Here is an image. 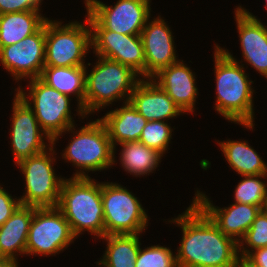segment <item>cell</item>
I'll return each instance as SVG.
<instances>
[{
	"instance_id": "19",
	"label": "cell",
	"mask_w": 267,
	"mask_h": 267,
	"mask_svg": "<svg viewBox=\"0 0 267 267\" xmlns=\"http://www.w3.org/2000/svg\"><path fill=\"white\" fill-rule=\"evenodd\" d=\"M129 102L147 121H168L184 113L151 78L140 79Z\"/></svg>"
},
{
	"instance_id": "3",
	"label": "cell",
	"mask_w": 267,
	"mask_h": 267,
	"mask_svg": "<svg viewBox=\"0 0 267 267\" xmlns=\"http://www.w3.org/2000/svg\"><path fill=\"white\" fill-rule=\"evenodd\" d=\"M57 208L69 222L76 238L85 231L97 238L105 236L101 182L91 177L65 178Z\"/></svg>"
},
{
	"instance_id": "11",
	"label": "cell",
	"mask_w": 267,
	"mask_h": 267,
	"mask_svg": "<svg viewBox=\"0 0 267 267\" xmlns=\"http://www.w3.org/2000/svg\"><path fill=\"white\" fill-rule=\"evenodd\" d=\"M86 17L91 27L93 53L126 65L141 78H145L141 35H126L106 30L88 11Z\"/></svg>"
},
{
	"instance_id": "27",
	"label": "cell",
	"mask_w": 267,
	"mask_h": 267,
	"mask_svg": "<svg viewBox=\"0 0 267 267\" xmlns=\"http://www.w3.org/2000/svg\"><path fill=\"white\" fill-rule=\"evenodd\" d=\"M242 177H244L243 180L238 183L234 191L235 202L256 205L262 210L265 209L267 204V184L262 179L266 180L267 174Z\"/></svg>"
},
{
	"instance_id": "8",
	"label": "cell",
	"mask_w": 267,
	"mask_h": 267,
	"mask_svg": "<svg viewBox=\"0 0 267 267\" xmlns=\"http://www.w3.org/2000/svg\"><path fill=\"white\" fill-rule=\"evenodd\" d=\"M105 235L141 234L148 226V215L139 199L121 184L101 183Z\"/></svg>"
},
{
	"instance_id": "33",
	"label": "cell",
	"mask_w": 267,
	"mask_h": 267,
	"mask_svg": "<svg viewBox=\"0 0 267 267\" xmlns=\"http://www.w3.org/2000/svg\"><path fill=\"white\" fill-rule=\"evenodd\" d=\"M242 261L248 267H267V247L250 252Z\"/></svg>"
},
{
	"instance_id": "2",
	"label": "cell",
	"mask_w": 267,
	"mask_h": 267,
	"mask_svg": "<svg viewBox=\"0 0 267 267\" xmlns=\"http://www.w3.org/2000/svg\"><path fill=\"white\" fill-rule=\"evenodd\" d=\"M214 47L216 102L213 108L231 123L253 130V81L245 73L244 64L236 60L229 50L218 44Z\"/></svg>"
},
{
	"instance_id": "14",
	"label": "cell",
	"mask_w": 267,
	"mask_h": 267,
	"mask_svg": "<svg viewBox=\"0 0 267 267\" xmlns=\"http://www.w3.org/2000/svg\"><path fill=\"white\" fill-rule=\"evenodd\" d=\"M0 64L17 82L40 77L45 67V24L22 41L0 48Z\"/></svg>"
},
{
	"instance_id": "22",
	"label": "cell",
	"mask_w": 267,
	"mask_h": 267,
	"mask_svg": "<svg viewBox=\"0 0 267 267\" xmlns=\"http://www.w3.org/2000/svg\"><path fill=\"white\" fill-rule=\"evenodd\" d=\"M88 66L52 67L45 66L41 72L40 79L58 90L62 94L75 96L77 99L78 116L85 118V72Z\"/></svg>"
},
{
	"instance_id": "32",
	"label": "cell",
	"mask_w": 267,
	"mask_h": 267,
	"mask_svg": "<svg viewBox=\"0 0 267 267\" xmlns=\"http://www.w3.org/2000/svg\"><path fill=\"white\" fill-rule=\"evenodd\" d=\"M21 205L20 198H13L4 188L0 190V226H2Z\"/></svg>"
},
{
	"instance_id": "7",
	"label": "cell",
	"mask_w": 267,
	"mask_h": 267,
	"mask_svg": "<svg viewBox=\"0 0 267 267\" xmlns=\"http://www.w3.org/2000/svg\"><path fill=\"white\" fill-rule=\"evenodd\" d=\"M28 89V94L21 86L15 91L33 110L40 127L50 137L52 145H55L63 132L75 125L70 109L72 99L39 77L29 80Z\"/></svg>"
},
{
	"instance_id": "15",
	"label": "cell",
	"mask_w": 267,
	"mask_h": 267,
	"mask_svg": "<svg viewBox=\"0 0 267 267\" xmlns=\"http://www.w3.org/2000/svg\"><path fill=\"white\" fill-rule=\"evenodd\" d=\"M150 21L149 17L141 31L145 57V78H152L161 69L179 61L172 30L165 20L159 15Z\"/></svg>"
},
{
	"instance_id": "1",
	"label": "cell",
	"mask_w": 267,
	"mask_h": 267,
	"mask_svg": "<svg viewBox=\"0 0 267 267\" xmlns=\"http://www.w3.org/2000/svg\"><path fill=\"white\" fill-rule=\"evenodd\" d=\"M169 222L177 224L183 232L175 253L178 267L238 266V243L224 235L194 201Z\"/></svg>"
},
{
	"instance_id": "34",
	"label": "cell",
	"mask_w": 267,
	"mask_h": 267,
	"mask_svg": "<svg viewBox=\"0 0 267 267\" xmlns=\"http://www.w3.org/2000/svg\"><path fill=\"white\" fill-rule=\"evenodd\" d=\"M18 263L16 260L0 259V267H18Z\"/></svg>"
},
{
	"instance_id": "4",
	"label": "cell",
	"mask_w": 267,
	"mask_h": 267,
	"mask_svg": "<svg viewBox=\"0 0 267 267\" xmlns=\"http://www.w3.org/2000/svg\"><path fill=\"white\" fill-rule=\"evenodd\" d=\"M96 57L98 61L93 69L90 73L87 69L85 72V115L102 110L117 100L129 102L135 85L140 81V76L130 67L102 56Z\"/></svg>"
},
{
	"instance_id": "35",
	"label": "cell",
	"mask_w": 267,
	"mask_h": 267,
	"mask_svg": "<svg viewBox=\"0 0 267 267\" xmlns=\"http://www.w3.org/2000/svg\"><path fill=\"white\" fill-rule=\"evenodd\" d=\"M237 267H248L242 260H240Z\"/></svg>"
},
{
	"instance_id": "20",
	"label": "cell",
	"mask_w": 267,
	"mask_h": 267,
	"mask_svg": "<svg viewBox=\"0 0 267 267\" xmlns=\"http://www.w3.org/2000/svg\"><path fill=\"white\" fill-rule=\"evenodd\" d=\"M35 206L20 205L11 217L0 226V259L16 260L26 255V244Z\"/></svg>"
},
{
	"instance_id": "9",
	"label": "cell",
	"mask_w": 267,
	"mask_h": 267,
	"mask_svg": "<svg viewBox=\"0 0 267 267\" xmlns=\"http://www.w3.org/2000/svg\"><path fill=\"white\" fill-rule=\"evenodd\" d=\"M55 146L42 153L22 159L17 163L25 178V193L21 205L35 207H57L61 186L65 179L56 176L54 169Z\"/></svg>"
},
{
	"instance_id": "28",
	"label": "cell",
	"mask_w": 267,
	"mask_h": 267,
	"mask_svg": "<svg viewBox=\"0 0 267 267\" xmlns=\"http://www.w3.org/2000/svg\"><path fill=\"white\" fill-rule=\"evenodd\" d=\"M263 247H267V211L265 209L256 216L251 227L238 243L240 260H243L250 252Z\"/></svg>"
},
{
	"instance_id": "17",
	"label": "cell",
	"mask_w": 267,
	"mask_h": 267,
	"mask_svg": "<svg viewBox=\"0 0 267 267\" xmlns=\"http://www.w3.org/2000/svg\"><path fill=\"white\" fill-rule=\"evenodd\" d=\"M235 9L243 60L267 79V27L244 7Z\"/></svg>"
},
{
	"instance_id": "21",
	"label": "cell",
	"mask_w": 267,
	"mask_h": 267,
	"mask_svg": "<svg viewBox=\"0 0 267 267\" xmlns=\"http://www.w3.org/2000/svg\"><path fill=\"white\" fill-rule=\"evenodd\" d=\"M99 119L106 126L114 147V164L117 162L115 160L116 146L125 142L139 141L142 130L147 123V120L130 102H126L120 108L107 112Z\"/></svg>"
},
{
	"instance_id": "12",
	"label": "cell",
	"mask_w": 267,
	"mask_h": 267,
	"mask_svg": "<svg viewBox=\"0 0 267 267\" xmlns=\"http://www.w3.org/2000/svg\"><path fill=\"white\" fill-rule=\"evenodd\" d=\"M86 10L106 29L126 35H141L151 17V0H118L114 6L100 0H85Z\"/></svg>"
},
{
	"instance_id": "23",
	"label": "cell",
	"mask_w": 267,
	"mask_h": 267,
	"mask_svg": "<svg viewBox=\"0 0 267 267\" xmlns=\"http://www.w3.org/2000/svg\"><path fill=\"white\" fill-rule=\"evenodd\" d=\"M40 11L0 15V48L22 41L37 32L48 20Z\"/></svg>"
},
{
	"instance_id": "10",
	"label": "cell",
	"mask_w": 267,
	"mask_h": 267,
	"mask_svg": "<svg viewBox=\"0 0 267 267\" xmlns=\"http://www.w3.org/2000/svg\"><path fill=\"white\" fill-rule=\"evenodd\" d=\"M77 239L57 207H35L26 244V255L60 254Z\"/></svg>"
},
{
	"instance_id": "13",
	"label": "cell",
	"mask_w": 267,
	"mask_h": 267,
	"mask_svg": "<svg viewBox=\"0 0 267 267\" xmlns=\"http://www.w3.org/2000/svg\"><path fill=\"white\" fill-rule=\"evenodd\" d=\"M13 99L11 116V151L17 164L22 159L37 155L52 146V140L42 130L33 110L17 93ZM47 140L49 144L44 142Z\"/></svg>"
},
{
	"instance_id": "5",
	"label": "cell",
	"mask_w": 267,
	"mask_h": 267,
	"mask_svg": "<svg viewBox=\"0 0 267 267\" xmlns=\"http://www.w3.org/2000/svg\"><path fill=\"white\" fill-rule=\"evenodd\" d=\"M72 125L64 133H73L67 147L62 150V159L79 170L73 177H90L88 172L107 170L114 164V147L104 123L98 118L82 126L79 131ZM76 130V131H75ZM85 171V172H84ZM87 173V175H86Z\"/></svg>"
},
{
	"instance_id": "24",
	"label": "cell",
	"mask_w": 267,
	"mask_h": 267,
	"mask_svg": "<svg viewBox=\"0 0 267 267\" xmlns=\"http://www.w3.org/2000/svg\"><path fill=\"white\" fill-rule=\"evenodd\" d=\"M217 144L231 169L240 176L267 174V164L247 141L227 140Z\"/></svg>"
},
{
	"instance_id": "6",
	"label": "cell",
	"mask_w": 267,
	"mask_h": 267,
	"mask_svg": "<svg viewBox=\"0 0 267 267\" xmlns=\"http://www.w3.org/2000/svg\"><path fill=\"white\" fill-rule=\"evenodd\" d=\"M84 23L76 20L62 25L61 21L50 19L45 22V66H86L84 57L92 44L88 18Z\"/></svg>"
},
{
	"instance_id": "26",
	"label": "cell",
	"mask_w": 267,
	"mask_h": 267,
	"mask_svg": "<svg viewBox=\"0 0 267 267\" xmlns=\"http://www.w3.org/2000/svg\"><path fill=\"white\" fill-rule=\"evenodd\" d=\"M122 147L119 160L124 171L134 177L149 175L161 163V153L148 148L139 141L125 142L119 144Z\"/></svg>"
},
{
	"instance_id": "25",
	"label": "cell",
	"mask_w": 267,
	"mask_h": 267,
	"mask_svg": "<svg viewBox=\"0 0 267 267\" xmlns=\"http://www.w3.org/2000/svg\"><path fill=\"white\" fill-rule=\"evenodd\" d=\"M141 234L105 235L107 247L101 260L97 262L100 267H135L141 246Z\"/></svg>"
},
{
	"instance_id": "16",
	"label": "cell",
	"mask_w": 267,
	"mask_h": 267,
	"mask_svg": "<svg viewBox=\"0 0 267 267\" xmlns=\"http://www.w3.org/2000/svg\"><path fill=\"white\" fill-rule=\"evenodd\" d=\"M193 201L206 213L218 229L233 238L237 243L245 236L256 216L262 210L259 206L232 203L229 207L214 206L210 198L200 190L196 191Z\"/></svg>"
},
{
	"instance_id": "31",
	"label": "cell",
	"mask_w": 267,
	"mask_h": 267,
	"mask_svg": "<svg viewBox=\"0 0 267 267\" xmlns=\"http://www.w3.org/2000/svg\"><path fill=\"white\" fill-rule=\"evenodd\" d=\"M43 0H0V15L24 11H40Z\"/></svg>"
},
{
	"instance_id": "30",
	"label": "cell",
	"mask_w": 267,
	"mask_h": 267,
	"mask_svg": "<svg viewBox=\"0 0 267 267\" xmlns=\"http://www.w3.org/2000/svg\"><path fill=\"white\" fill-rule=\"evenodd\" d=\"M135 267H178L176 255L169 247L151 245L142 249L140 247Z\"/></svg>"
},
{
	"instance_id": "29",
	"label": "cell",
	"mask_w": 267,
	"mask_h": 267,
	"mask_svg": "<svg viewBox=\"0 0 267 267\" xmlns=\"http://www.w3.org/2000/svg\"><path fill=\"white\" fill-rule=\"evenodd\" d=\"M173 129L167 121H147L142 130L139 142L145 144L148 148L157 150L162 155L167 151L172 139Z\"/></svg>"
},
{
	"instance_id": "18",
	"label": "cell",
	"mask_w": 267,
	"mask_h": 267,
	"mask_svg": "<svg viewBox=\"0 0 267 267\" xmlns=\"http://www.w3.org/2000/svg\"><path fill=\"white\" fill-rule=\"evenodd\" d=\"M195 74L183 60L161 69L151 79L157 83L184 113L194 112L198 88Z\"/></svg>"
}]
</instances>
